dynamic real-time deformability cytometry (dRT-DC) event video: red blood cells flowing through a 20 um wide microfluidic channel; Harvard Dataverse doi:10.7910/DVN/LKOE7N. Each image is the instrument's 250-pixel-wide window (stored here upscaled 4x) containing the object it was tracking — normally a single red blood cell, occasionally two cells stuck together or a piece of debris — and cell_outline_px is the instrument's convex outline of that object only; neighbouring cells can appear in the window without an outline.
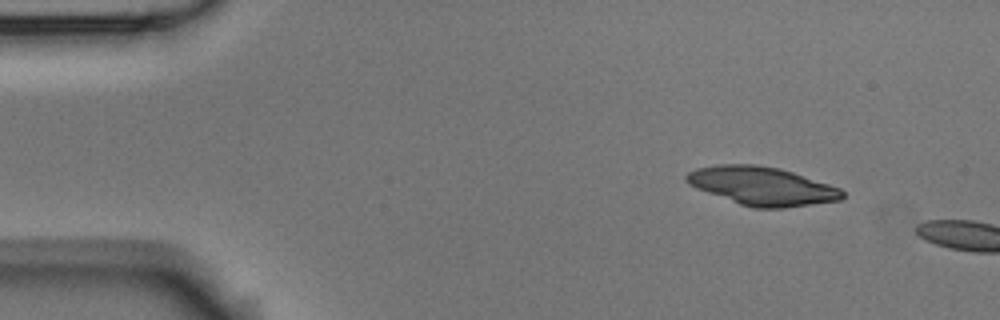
{"species": "Egyptian fruit bat (a non-hibernating species)", "species_latin": "Rousettus aegyptiacus", "temperature_condition": "room temperature", "stored_images_in_passage": 3, "camera_frame_rate_fps": 3000, "um_per_image_px": 0.085, "animal": {"sex": "male"}, "frame": {"image": 1, "passage_image": 2, "time_ms": 1.333, "image_size_px": [1000, 320], "cell_outline_px": [[844, 196], [840, 200], [784, 208], [752, 208], [740, 204], [696, 188], [688, 184], [684, 180], [684, 176], [688, 172], [696, 168], [716, 164], [756, 164], [780, 168], [840, 188], [844, 192]], "centroid_in_image_um": [64.73, 15.8], "position_along_channel_um": 20.3, "area_um2": 34.85}}